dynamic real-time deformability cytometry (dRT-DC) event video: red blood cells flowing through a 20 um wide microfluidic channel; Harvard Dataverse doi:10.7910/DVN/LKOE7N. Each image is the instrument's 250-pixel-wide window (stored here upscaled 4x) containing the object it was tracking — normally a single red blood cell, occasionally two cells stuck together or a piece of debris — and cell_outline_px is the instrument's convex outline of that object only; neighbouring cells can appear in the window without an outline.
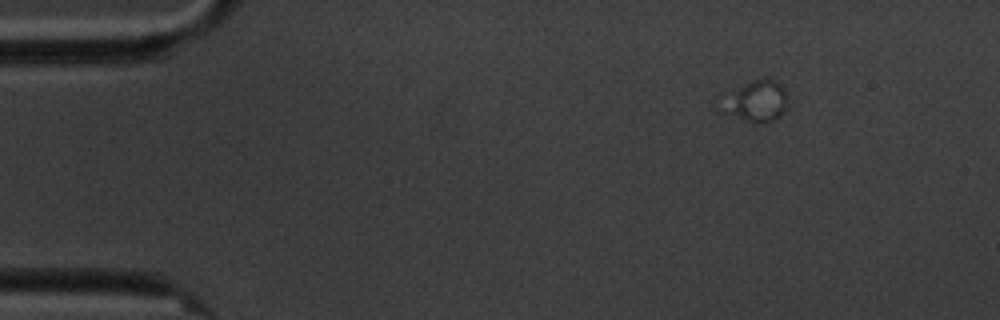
{"species": "common noctule bat (a hibernating species)", "species_latin": "Nyctalus noctula", "temperature_condition": "cold", "stored_images_in_passage": 3, "camera_frame_rate_fps": 3000, "um_per_image_px": 0.085, "animal": {"sex": "male", "body_mass_g": 20.1, "forearm_length_mm": 53.5}, "frame": {"image": 1, "passage_image": 1, "time_ms": 0.0, "image_size_px": [1000, 320], "cell_outline_px": [[788, 108], [776, 120], [764, 124], [756, 124], [744, 120], [724, 112], [736, 92], [740, 88], [756, 80], [768, 76], [776, 80], [784, 88], [788, 96]], "centroid_in_image_um": [64.55, 8.64], "position_along_channel_um": 20.5, "area_um2": 15.03}}